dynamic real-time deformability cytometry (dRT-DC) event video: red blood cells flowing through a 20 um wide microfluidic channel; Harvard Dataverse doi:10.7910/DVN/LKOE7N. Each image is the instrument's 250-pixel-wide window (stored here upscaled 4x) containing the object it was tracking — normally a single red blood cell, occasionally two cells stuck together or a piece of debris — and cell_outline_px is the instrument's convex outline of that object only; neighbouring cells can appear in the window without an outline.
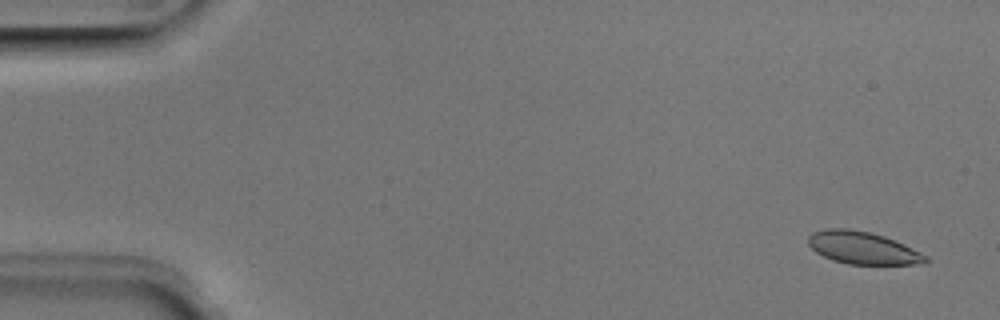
{"species": "Egyptian fruit bat (a non-hibernating species)", "species_latin": "Rousettus aegyptiacus", "temperature_condition": "room temperature", "stored_images_in_passage": 8, "camera_frame_rate_fps": 3000, "um_per_image_px": 0.085, "animal": {"sex": "male"}, "frame": {"image": 1, "passage_image": 1, "time_ms": 0.0, "image_size_px": [1000, 320], "cell_outline_px": [[928, 260], [924, 264], [848, 264], [832, 260], [816, 252], [808, 244], [808, 236], [812, 232], [828, 228], [848, 228], [872, 232], [884, 236], [904, 244], [928, 256]], "centroid_in_image_um": [73.33, 21.06], "position_along_channel_um": 11.7, "area_um2": 22.25}}
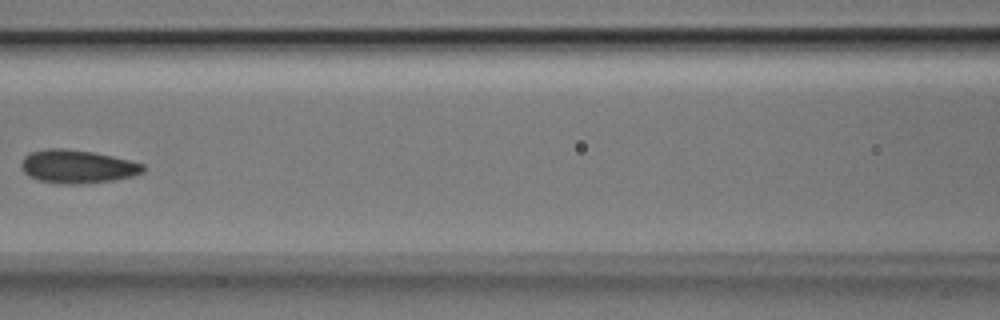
{"frame": {"image": 2, "passage_image": 7, "time_ms": 2.0, "image_size_px": [1000, 320], "cell_outline_px": [[144, 172], [132, 176], [116, 180], [80, 184], [60, 184], [40, 180], [28, 176], [20, 168], [20, 164], [24, 156], [28, 152], [44, 148], [64, 148], [92, 152], [112, 156], [144, 164]], "centroid_in_image_um": [6.53, 14.15], "position_along_channel_um": 160.1, "area_um2": 23.87}}
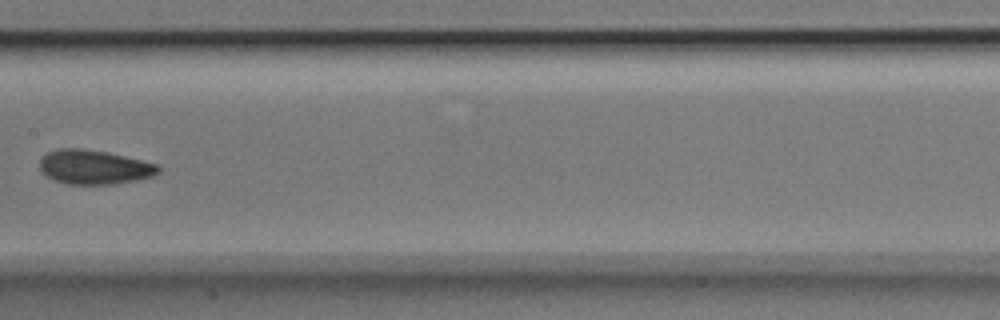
{"frame": {"image": 3, "passage_image": 8, "time_ms": 2.333, "image_size_px": [1000, 320], "cell_outline_px": [[160, 172], [152, 176], [136, 180], [112, 184], [68, 184], [52, 180], [40, 168], [40, 160], [48, 152], [60, 148], [84, 148], [108, 152], [160, 164]], "centroid_in_image_um": [8.04, 14.19], "position_along_channel_um": 199.4, "area_um2": 23.76}}